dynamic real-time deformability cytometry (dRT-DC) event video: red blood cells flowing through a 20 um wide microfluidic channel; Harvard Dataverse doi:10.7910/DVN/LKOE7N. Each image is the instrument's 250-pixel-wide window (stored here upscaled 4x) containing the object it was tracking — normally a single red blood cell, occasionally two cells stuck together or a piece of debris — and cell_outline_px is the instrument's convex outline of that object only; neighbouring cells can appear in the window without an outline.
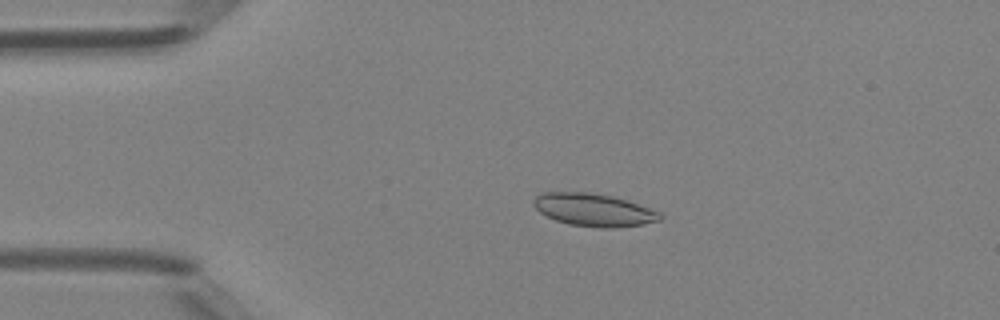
{"species": "Egyptian fruit bat (a non-hibernating species)", "species_latin": "Rousettus aegyptiacus", "temperature_condition": "room temperature", "stored_images_in_passage": 39, "camera_frame_rate_fps": 3000, "um_per_image_px": 0.085, "animal": {"sex": "female"}, "frame": {"image": 1, "passage_image": 2, "time_ms": 0.333, "image_size_px": [1000, 320], "cell_outline_px": [[664, 216], [660, 220], [644, 224], [616, 228], [600, 228], [568, 224], [556, 220], [540, 212], [532, 204], [532, 200], [540, 192], [588, 192], [612, 196], [660, 212]], "centroid_in_image_um": [50.44, 17.84], "position_along_channel_um": 34.6, "area_um2": 24.04}}
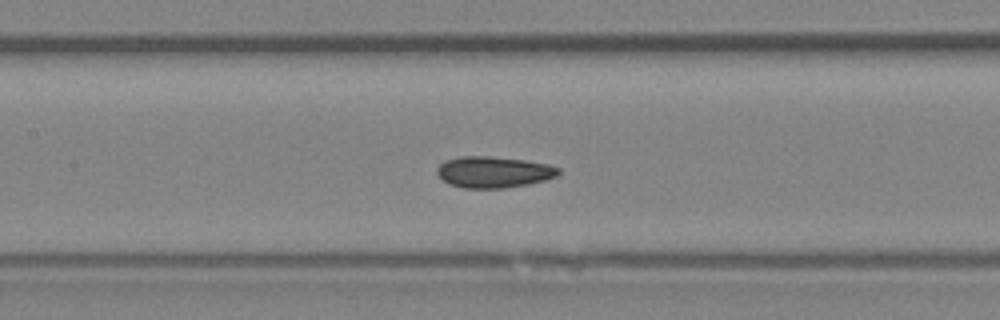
{"frame": {"image": 2, "passage_image": 14, "time_ms": 4.333, "image_size_px": [1000, 320], "cell_outline_px": [[560, 172], [556, 176], [544, 180], [528, 184], [504, 188], [464, 188], [448, 184], [436, 172], [436, 168], [444, 160], [460, 156], [488, 156], [524, 160], [548, 164], [560, 168]], "centroid_in_image_um": [41.93, 14.62], "position_along_channel_um": 165.5, "area_um2": 22.14}}
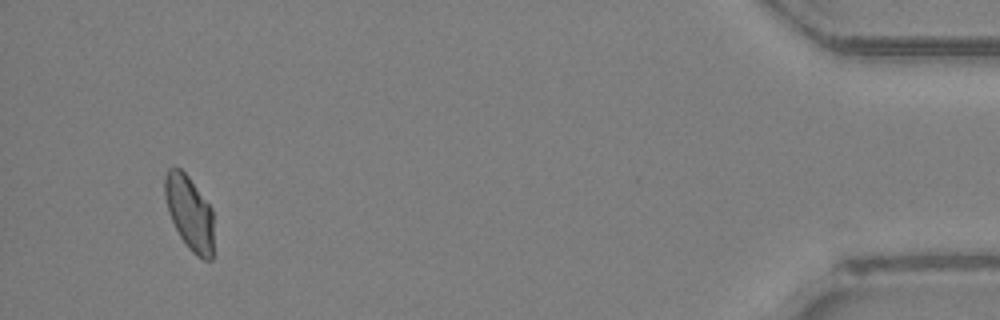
{"frame": {"image": 3, "passage_image": 37, "time_ms": 12.0, "image_size_px": [1000, 320], "cell_outline_px": [[212, 260], [204, 260], [196, 256], [188, 248], [180, 236], [168, 212], [164, 196], [164, 176], [168, 168], [180, 168], [188, 176], [212, 208]], "centroid_in_image_um": [16.08, 18.08], "position_along_channel_um": 419.1, "area_um2": 21.04}, "authors_computed_cell_mechanics": {"area_um2": 21.7328, "velocity_mm_per_s": 4.2878, "shape_relaxation_time_tau1_ms": 2.1749, "shape_relaxation_time_tau2_ms": 0.8358, "deformation_change_tau1": 0.0854, "deformation_change_tau2": 0.0384}}